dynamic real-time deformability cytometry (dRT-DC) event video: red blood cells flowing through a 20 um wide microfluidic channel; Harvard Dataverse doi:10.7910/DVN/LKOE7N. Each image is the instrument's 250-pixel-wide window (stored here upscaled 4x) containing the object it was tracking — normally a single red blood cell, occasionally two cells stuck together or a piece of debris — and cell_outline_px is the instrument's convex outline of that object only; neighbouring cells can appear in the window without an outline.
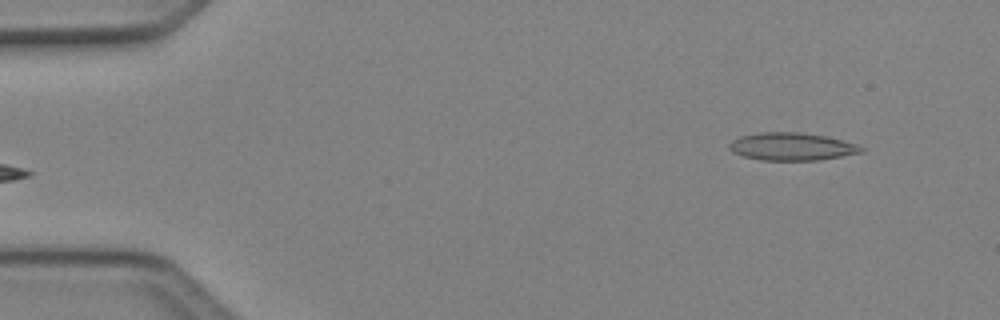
{"species": "Egyptian fruit bat (a non-hibernating species)", "species_latin": "Rousettus aegyptiacus", "temperature_condition": "cold", "stored_images_in_passage": 5, "segment_of_instrument_passage": [2, 2], "camera_frame_rate_fps": 3000, "um_per_image_px": 0.085, "animal": {"sex": "female"}, "frame": {"image": 1, "passage_image": 5, "time_ms": 1.333, "image_size_px": [1000, 320], "cell_outline_px": [[864, 152], [820, 160], [760, 160], [744, 156], [732, 152], [728, 148], [728, 144], [732, 140], [740, 136], [760, 132], [800, 132], [824, 136], [856, 144], [864, 148]], "centroid_in_image_um": [67.27, 12.46], "position_along_channel_um": 17.7, "area_um2": 21.27}}